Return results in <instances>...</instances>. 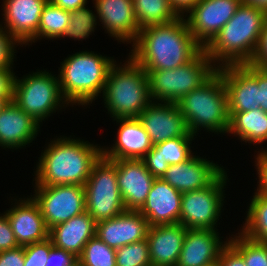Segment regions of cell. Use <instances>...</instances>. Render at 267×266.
<instances>
[{"label": "cell", "instance_id": "cell-1", "mask_svg": "<svg viewBox=\"0 0 267 266\" xmlns=\"http://www.w3.org/2000/svg\"><path fill=\"white\" fill-rule=\"evenodd\" d=\"M129 55L144 70H171L190 62L203 48L195 41L184 16L139 31Z\"/></svg>", "mask_w": 267, "mask_h": 266}, {"label": "cell", "instance_id": "cell-2", "mask_svg": "<svg viewBox=\"0 0 267 266\" xmlns=\"http://www.w3.org/2000/svg\"><path fill=\"white\" fill-rule=\"evenodd\" d=\"M100 146L83 139L63 136L48 144L41 153L35 172V186H84L94 163L102 155Z\"/></svg>", "mask_w": 267, "mask_h": 266}, {"label": "cell", "instance_id": "cell-3", "mask_svg": "<svg viewBox=\"0 0 267 266\" xmlns=\"http://www.w3.org/2000/svg\"><path fill=\"white\" fill-rule=\"evenodd\" d=\"M267 11L241 3L204 51L217 67L250 63L259 44Z\"/></svg>", "mask_w": 267, "mask_h": 266}, {"label": "cell", "instance_id": "cell-4", "mask_svg": "<svg viewBox=\"0 0 267 266\" xmlns=\"http://www.w3.org/2000/svg\"><path fill=\"white\" fill-rule=\"evenodd\" d=\"M115 62L114 58L92 51H79L62 61L58 80L68 105H90L103 93L108 73Z\"/></svg>", "mask_w": 267, "mask_h": 266}, {"label": "cell", "instance_id": "cell-5", "mask_svg": "<svg viewBox=\"0 0 267 266\" xmlns=\"http://www.w3.org/2000/svg\"><path fill=\"white\" fill-rule=\"evenodd\" d=\"M128 58L121 66L117 62L111 66L102 93L113 119L138 118L152 102L147 72L130 55Z\"/></svg>", "mask_w": 267, "mask_h": 266}, {"label": "cell", "instance_id": "cell-6", "mask_svg": "<svg viewBox=\"0 0 267 266\" xmlns=\"http://www.w3.org/2000/svg\"><path fill=\"white\" fill-rule=\"evenodd\" d=\"M176 104L192 135L197 136L202 127L207 132L227 133L230 121L228 97L222 75L218 70Z\"/></svg>", "mask_w": 267, "mask_h": 266}, {"label": "cell", "instance_id": "cell-7", "mask_svg": "<svg viewBox=\"0 0 267 266\" xmlns=\"http://www.w3.org/2000/svg\"><path fill=\"white\" fill-rule=\"evenodd\" d=\"M218 67L202 49L190 62L171 70H145L152 101L177 103L206 82Z\"/></svg>", "mask_w": 267, "mask_h": 266}, {"label": "cell", "instance_id": "cell-8", "mask_svg": "<svg viewBox=\"0 0 267 266\" xmlns=\"http://www.w3.org/2000/svg\"><path fill=\"white\" fill-rule=\"evenodd\" d=\"M13 101L39 124L63 104L68 105L61 94L58 76L46 70L33 72L23 79L15 76Z\"/></svg>", "mask_w": 267, "mask_h": 266}, {"label": "cell", "instance_id": "cell-9", "mask_svg": "<svg viewBox=\"0 0 267 266\" xmlns=\"http://www.w3.org/2000/svg\"><path fill=\"white\" fill-rule=\"evenodd\" d=\"M84 191L86 212L96 223L118 216L126 210L118 188L116 160L101 155L91 169Z\"/></svg>", "mask_w": 267, "mask_h": 266}, {"label": "cell", "instance_id": "cell-10", "mask_svg": "<svg viewBox=\"0 0 267 266\" xmlns=\"http://www.w3.org/2000/svg\"><path fill=\"white\" fill-rule=\"evenodd\" d=\"M226 170L207 188L182 193L179 223L187 229H216L224 202Z\"/></svg>", "mask_w": 267, "mask_h": 266}, {"label": "cell", "instance_id": "cell-11", "mask_svg": "<svg viewBox=\"0 0 267 266\" xmlns=\"http://www.w3.org/2000/svg\"><path fill=\"white\" fill-rule=\"evenodd\" d=\"M31 197L38 204L48 229L86 211L84 186L76 184L34 186Z\"/></svg>", "mask_w": 267, "mask_h": 266}, {"label": "cell", "instance_id": "cell-12", "mask_svg": "<svg viewBox=\"0 0 267 266\" xmlns=\"http://www.w3.org/2000/svg\"><path fill=\"white\" fill-rule=\"evenodd\" d=\"M242 0H200L187 13L188 28L204 49L236 13Z\"/></svg>", "mask_w": 267, "mask_h": 266}, {"label": "cell", "instance_id": "cell-13", "mask_svg": "<svg viewBox=\"0 0 267 266\" xmlns=\"http://www.w3.org/2000/svg\"><path fill=\"white\" fill-rule=\"evenodd\" d=\"M223 78L229 115L232 112H247L258 106L257 67L251 63L225 65L217 69Z\"/></svg>", "mask_w": 267, "mask_h": 266}, {"label": "cell", "instance_id": "cell-14", "mask_svg": "<svg viewBox=\"0 0 267 266\" xmlns=\"http://www.w3.org/2000/svg\"><path fill=\"white\" fill-rule=\"evenodd\" d=\"M138 119L153 145L177 137L194 136L176 103L151 102Z\"/></svg>", "mask_w": 267, "mask_h": 266}, {"label": "cell", "instance_id": "cell-15", "mask_svg": "<svg viewBox=\"0 0 267 266\" xmlns=\"http://www.w3.org/2000/svg\"><path fill=\"white\" fill-rule=\"evenodd\" d=\"M117 183L126 210L139 211L147 200L155 177L142 159L116 160Z\"/></svg>", "mask_w": 267, "mask_h": 266}, {"label": "cell", "instance_id": "cell-16", "mask_svg": "<svg viewBox=\"0 0 267 266\" xmlns=\"http://www.w3.org/2000/svg\"><path fill=\"white\" fill-rule=\"evenodd\" d=\"M225 169L213 161L193 155L184 163L169 165L162 179L181 193L210 186Z\"/></svg>", "mask_w": 267, "mask_h": 266}, {"label": "cell", "instance_id": "cell-17", "mask_svg": "<svg viewBox=\"0 0 267 266\" xmlns=\"http://www.w3.org/2000/svg\"><path fill=\"white\" fill-rule=\"evenodd\" d=\"M149 223L134 210H125L118 216L96 223V236L113 249L147 238Z\"/></svg>", "mask_w": 267, "mask_h": 266}, {"label": "cell", "instance_id": "cell-18", "mask_svg": "<svg viewBox=\"0 0 267 266\" xmlns=\"http://www.w3.org/2000/svg\"><path fill=\"white\" fill-rule=\"evenodd\" d=\"M94 8L105 31L120 42H135L139 28L133 0H93Z\"/></svg>", "mask_w": 267, "mask_h": 266}, {"label": "cell", "instance_id": "cell-19", "mask_svg": "<svg viewBox=\"0 0 267 266\" xmlns=\"http://www.w3.org/2000/svg\"><path fill=\"white\" fill-rule=\"evenodd\" d=\"M3 26L23 47L37 34L48 0H3Z\"/></svg>", "mask_w": 267, "mask_h": 266}, {"label": "cell", "instance_id": "cell-20", "mask_svg": "<svg viewBox=\"0 0 267 266\" xmlns=\"http://www.w3.org/2000/svg\"><path fill=\"white\" fill-rule=\"evenodd\" d=\"M182 193L162 178H155L139 212L150 226L179 223Z\"/></svg>", "mask_w": 267, "mask_h": 266}, {"label": "cell", "instance_id": "cell-21", "mask_svg": "<svg viewBox=\"0 0 267 266\" xmlns=\"http://www.w3.org/2000/svg\"><path fill=\"white\" fill-rule=\"evenodd\" d=\"M19 199L5 211L18 245L25 246L49 238V229L38 204L32 197Z\"/></svg>", "mask_w": 267, "mask_h": 266}, {"label": "cell", "instance_id": "cell-22", "mask_svg": "<svg viewBox=\"0 0 267 266\" xmlns=\"http://www.w3.org/2000/svg\"><path fill=\"white\" fill-rule=\"evenodd\" d=\"M113 146L102 147V156L110 160L142 159L153 147L148 133L138 118H119ZM110 148V149H109Z\"/></svg>", "mask_w": 267, "mask_h": 266}, {"label": "cell", "instance_id": "cell-23", "mask_svg": "<svg viewBox=\"0 0 267 266\" xmlns=\"http://www.w3.org/2000/svg\"><path fill=\"white\" fill-rule=\"evenodd\" d=\"M40 124L12 100L0 111V146L10 149L29 145L38 135Z\"/></svg>", "mask_w": 267, "mask_h": 266}, {"label": "cell", "instance_id": "cell-24", "mask_svg": "<svg viewBox=\"0 0 267 266\" xmlns=\"http://www.w3.org/2000/svg\"><path fill=\"white\" fill-rule=\"evenodd\" d=\"M212 229H187L176 266H207L218 261L221 249L228 241Z\"/></svg>", "mask_w": 267, "mask_h": 266}, {"label": "cell", "instance_id": "cell-25", "mask_svg": "<svg viewBox=\"0 0 267 266\" xmlns=\"http://www.w3.org/2000/svg\"><path fill=\"white\" fill-rule=\"evenodd\" d=\"M187 228L180 223L150 226L147 242L152 266H176Z\"/></svg>", "mask_w": 267, "mask_h": 266}, {"label": "cell", "instance_id": "cell-26", "mask_svg": "<svg viewBox=\"0 0 267 266\" xmlns=\"http://www.w3.org/2000/svg\"><path fill=\"white\" fill-rule=\"evenodd\" d=\"M96 235V222L88 212H83L49 229L53 246L79 257L84 246Z\"/></svg>", "mask_w": 267, "mask_h": 266}, {"label": "cell", "instance_id": "cell-27", "mask_svg": "<svg viewBox=\"0 0 267 266\" xmlns=\"http://www.w3.org/2000/svg\"><path fill=\"white\" fill-rule=\"evenodd\" d=\"M192 140L194 136H183L153 145L142 158L147 170L153 177L162 178L169 165L184 163L193 156L190 146Z\"/></svg>", "mask_w": 267, "mask_h": 266}, {"label": "cell", "instance_id": "cell-28", "mask_svg": "<svg viewBox=\"0 0 267 266\" xmlns=\"http://www.w3.org/2000/svg\"><path fill=\"white\" fill-rule=\"evenodd\" d=\"M227 133L237 135L245 143L256 145L266 142L267 113L262 108L247 112H232Z\"/></svg>", "mask_w": 267, "mask_h": 266}, {"label": "cell", "instance_id": "cell-29", "mask_svg": "<svg viewBox=\"0 0 267 266\" xmlns=\"http://www.w3.org/2000/svg\"><path fill=\"white\" fill-rule=\"evenodd\" d=\"M133 5L140 29L169 23L179 17L169 0H133Z\"/></svg>", "mask_w": 267, "mask_h": 266}, {"label": "cell", "instance_id": "cell-30", "mask_svg": "<svg viewBox=\"0 0 267 266\" xmlns=\"http://www.w3.org/2000/svg\"><path fill=\"white\" fill-rule=\"evenodd\" d=\"M254 194L240 231L249 239L267 244V195Z\"/></svg>", "mask_w": 267, "mask_h": 266}, {"label": "cell", "instance_id": "cell-31", "mask_svg": "<svg viewBox=\"0 0 267 266\" xmlns=\"http://www.w3.org/2000/svg\"><path fill=\"white\" fill-rule=\"evenodd\" d=\"M70 11H66L53 4L50 0L45 4L37 34L28 42H36L42 38H61L69 25Z\"/></svg>", "mask_w": 267, "mask_h": 266}, {"label": "cell", "instance_id": "cell-32", "mask_svg": "<svg viewBox=\"0 0 267 266\" xmlns=\"http://www.w3.org/2000/svg\"><path fill=\"white\" fill-rule=\"evenodd\" d=\"M79 266H116V249L109 247L96 235L84 246L78 257Z\"/></svg>", "mask_w": 267, "mask_h": 266}, {"label": "cell", "instance_id": "cell-33", "mask_svg": "<svg viewBox=\"0 0 267 266\" xmlns=\"http://www.w3.org/2000/svg\"><path fill=\"white\" fill-rule=\"evenodd\" d=\"M233 236L228 242L242 255L246 266H267V244L249 239L241 232Z\"/></svg>", "mask_w": 267, "mask_h": 266}, {"label": "cell", "instance_id": "cell-34", "mask_svg": "<svg viewBox=\"0 0 267 266\" xmlns=\"http://www.w3.org/2000/svg\"><path fill=\"white\" fill-rule=\"evenodd\" d=\"M97 17L92 10L86 7L70 11L69 25L61 38L70 37L74 40L86 39L94 32Z\"/></svg>", "mask_w": 267, "mask_h": 266}, {"label": "cell", "instance_id": "cell-35", "mask_svg": "<svg viewBox=\"0 0 267 266\" xmlns=\"http://www.w3.org/2000/svg\"><path fill=\"white\" fill-rule=\"evenodd\" d=\"M116 266H152L147 240L116 249Z\"/></svg>", "mask_w": 267, "mask_h": 266}, {"label": "cell", "instance_id": "cell-36", "mask_svg": "<svg viewBox=\"0 0 267 266\" xmlns=\"http://www.w3.org/2000/svg\"><path fill=\"white\" fill-rule=\"evenodd\" d=\"M53 243L50 238L24 246V266H48V256Z\"/></svg>", "mask_w": 267, "mask_h": 266}, {"label": "cell", "instance_id": "cell-37", "mask_svg": "<svg viewBox=\"0 0 267 266\" xmlns=\"http://www.w3.org/2000/svg\"><path fill=\"white\" fill-rule=\"evenodd\" d=\"M20 43L0 25V69H12L16 47Z\"/></svg>", "mask_w": 267, "mask_h": 266}, {"label": "cell", "instance_id": "cell-38", "mask_svg": "<svg viewBox=\"0 0 267 266\" xmlns=\"http://www.w3.org/2000/svg\"><path fill=\"white\" fill-rule=\"evenodd\" d=\"M18 246L6 212H4L0 215V251L10 250Z\"/></svg>", "mask_w": 267, "mask_h": 266}, {"label": "cell", "instance_id": "cell-39", "mask_svg": "<svg viewBox=\"0 0 267 266\" xmlns=\"http://www.w3.org/2000/svg\"><path fill=\"white\" fill-rule=\"evenodd\" d=\"M78 263V257L53 246L48 256V266H75Z\"/></svg>", "mask_w": 267, "mask_h": 266}, {"label": "cell", "instance_id": "cell-40", "mask_svg": "<svg viewBox=\"0 0 267 266\" xmlns=\"http://www.w3.org/2000/svg\"><path fill=\"white\" fill-rule=\"evenodd\" d=\"M220 266H246L242 255L228 242L220 251Z\"/></svg>", "mask_w": 267, "mask_h": 266}, {"label": "cell", "instance_id": "cell-41", "mask_svg": "<svg viewBox=\"0 0 267 266\" xmlns=\"http://www.w3.org/2000/svg\"><path fill=\"white\" fill-rule=\"evenodd\" d=\"M256 155L255 166L257 167V174L259 181L256 192L267 195V150L258 151Z\"/></svg>", "mask_w": 267, "mask_h": 266}, {"label": "cell", "instance_id": "cell-42", "mask_svg": "<svg viewBox=\"0 0 267 266\" xmlns=\"http://www.w3.org/2000/svg\"><path fill=\"white\" fill-rule=\"evenodd\" d=\"M24 246L0 251V266H24Z\"/></svg>", "mask_w": 267, "mask_h": 266}, {"label": "cell", "instance_id": "cell-43", "mask_svg": "<svg viewBox=\"0 0 267 266\" xmlns=\"http://www.w3.org/2000/svg\"><path fill=\"white\" fill-rule=\"evenodd\" d=\"M250 63L256 67L267 69V19L265 21L262 34L260 35L259 44L254 58Z\"/></svg>", "mask_w": 267, "mask_h": 266}, {"label": "cell", "instance_id": "cell-44", "mask_svg": "<svg viewBox=\"0 0 267 266\" xmlns=\"http://www.w3.org/2000/svg\"><path fill=\"white\" fill-rule=\"evenodd\" d=\"M14 81L12 69H0V98H13Z\"/></svg>", "mask_w": 267, "mask_h": 266}, {"label": "cell", "instance_id": "cell-45", "mask_svg": "<svg viewBox=\"0 0 267 266\" xmlns=\"http://www.w3.org/2000/svg\"><path fill=\"white\" fill-rule=\"evenodd\" d=\"M258 106L267 113V69L257 67Z\"/></svg>", "mask_w": 267, "mask_h": 266}, {"label": "cell", "instance_id": "cell-46", "mask_svg": "<svg viewBox=\"0 0 267 266\" xmlns=\"http://www.w3.org/2000/svg\"><path fill=\"white\" fill-rule=\"evenodd\" d=\"M200 0H169L170 5L179 16H185L192 7H194Z\"/></svg>", "mask_w": 267, "mask_h": 266}, {"label": "cell", "instance_id": "cell-47", "mask_svg": "<svg viewBox=\"0 0 267 266\" xmlns=\"http://www.w3.org/2000/svg\"><path fill=\"white\" fill-rule=\"evenodd\" d=\"M53 4L58 7L65 9L66 11H72L85 7L87 0H50Z\"/></svg>", "mask_w": 267, "mask_h": 266}, {"label": "cell", "instance_id": "cell-48", "mask_svg": "<svg viewBox=\"0 0 267 266\" xmlns=\"http://www.w3.org/2000/svg\"><path fill=\"white\" fill-rule=\"evenodd\" d=\"M242 3L254 5L267 11V0H242Z\"/></svg>", "mask_w": 267, "mask_h": 266}, {"label": "cell", "instance_id": "cell-49", "mask_svg": "<svg viewBox=\"0 0 267 266\" xmlns=\"http://www.w3.org/2000/svg\"><path fill=\"white\" fill-rule=\"evenodd\" d=\"M13 98H0V111L5 106L7 102L12 101Z\"/></svg>", "mask_w": 267, "mask_h": 266}, {"label": "cell", "instance_id": "cell-50", "mask_svg": "<svg viewBox=\"0 0 267 266\" xmlns=\"http://www.w3.org/2000/svg\"><path fill=\"white\" fill-rule=\"evenodd\" d=\"M207 266H220V264H219L218 261H216V262H214V263H212V264H210V265H207Z\"/></svg>", "mask_w": 267, "mask_h": 266}]
</instances>
